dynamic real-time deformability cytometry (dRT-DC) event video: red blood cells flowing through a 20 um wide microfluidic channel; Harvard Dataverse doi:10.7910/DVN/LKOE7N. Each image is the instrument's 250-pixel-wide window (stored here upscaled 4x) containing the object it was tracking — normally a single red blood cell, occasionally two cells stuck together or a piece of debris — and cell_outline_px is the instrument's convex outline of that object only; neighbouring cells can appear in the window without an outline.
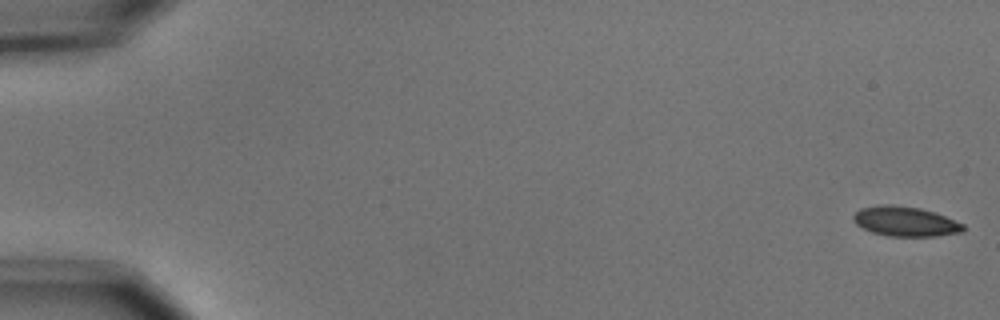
{"species": "common noctule bat (a hibernating species)", "species_latin": "Nyctalus noctula", "temperature_condition": "cold", "stored_images_in_passage": 5, "camera_frame_rate_fps": 3000, "um_per_image_px": 0.085, "animal": {"sex": "male", "body_mass_g": 15.6}, "frame": {"image": 1, "passage_image": 1, "time_ms": 0.0, "image_size_px": [1000, 320], "cell_outline_px": [[964, 232], [936, 236], [888, 236], [872, 232], [856, 224], [852, 220], [852, 216], [860, 208], [880, 204], [892, 204], [920, 208], [936, 212], [964, 224]], "centroid_in_image_um": [76.95, 18.81], "position_along_channel_um": 8.0, "area_um2": 19.25}}